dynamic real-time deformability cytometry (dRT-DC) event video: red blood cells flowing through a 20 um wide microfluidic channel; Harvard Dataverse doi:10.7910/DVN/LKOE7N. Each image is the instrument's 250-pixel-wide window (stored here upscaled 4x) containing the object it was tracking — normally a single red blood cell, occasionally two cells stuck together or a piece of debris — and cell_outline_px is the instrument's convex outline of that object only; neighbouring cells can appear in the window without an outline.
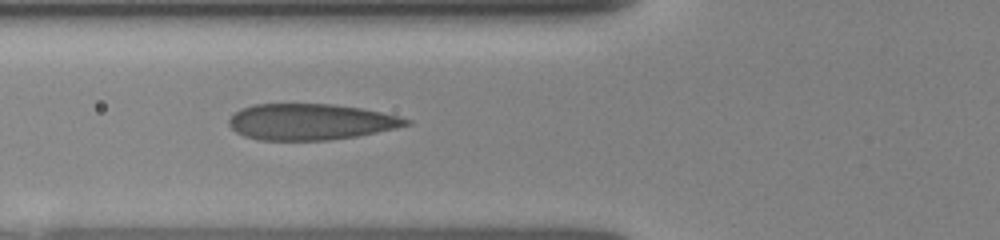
{"species": "human", "species_latin": "Homo sapiens", "temperature_condition": "room temperature", "stored_images_in_passage": 7, "camera_frame_rate_fps": 3000, "um_per_image_px": 0.085, "donor": {"sex": "female"}, "frame": {"image": 1, "passage_image": 5, "time_ms": 3.667, "image_size_px": [1000, 240], "cell_outline_px": [[412, 124], [376, 132], [356, 136], [328, 140], [260, 140], [244, 136], [236, 132], [228, 124], [228, 120], [240, 108], [252, 104], [332, 104], [360, 108], [400, 116], [412, 120]], "centroid_in_image_um": [26.38, 10.35], "position_along_channel_um": 99.4, "area_um2": 37.22}}
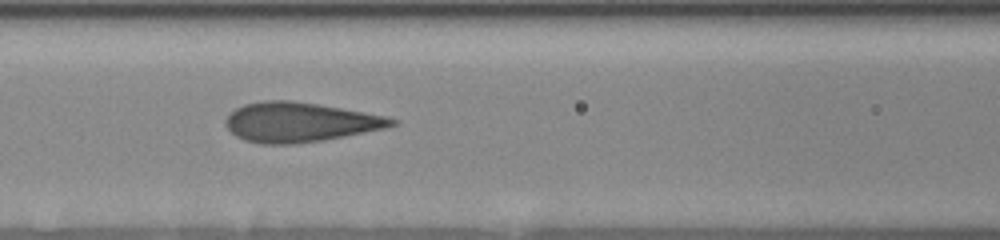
{"frame": {"image": 2, "passage_image": 6, "time_ms": 4.667, "image_size_px": [1000, 240], "cell_outline_px": [[400, 120], [396, 124], [388, 128], [344, 136], [296, 144], [260, 144], [244, 140], [236, 136], [224, 124], [224, 120], [236, 108], [244, 104], [264, 100], [292, 100], [340, 108], [384, 116]], "centroid_in_image_um": [25.46, 10.39], "position_along_channel_um": 141.1, "area_um2": 38.15}}